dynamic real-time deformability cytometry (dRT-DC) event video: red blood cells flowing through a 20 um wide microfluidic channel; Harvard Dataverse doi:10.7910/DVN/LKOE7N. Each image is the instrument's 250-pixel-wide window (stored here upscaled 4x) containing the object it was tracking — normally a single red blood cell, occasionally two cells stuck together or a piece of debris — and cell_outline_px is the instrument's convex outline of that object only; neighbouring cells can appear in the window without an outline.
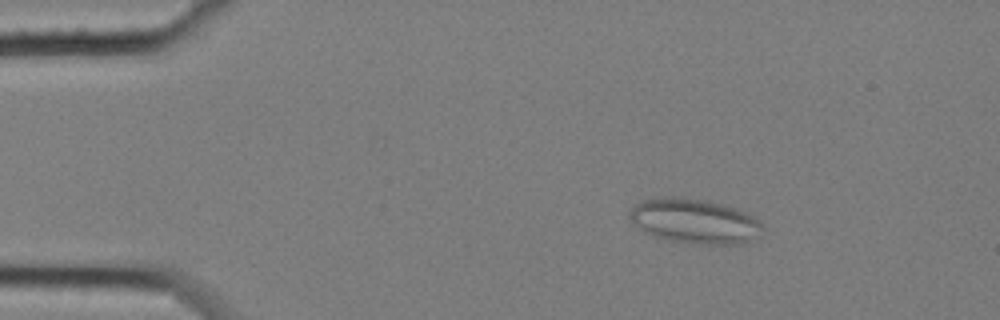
{"species": "common noctule bat (a hibernating species)", "species_latin": "Nyctalus noctula", "temperature_condition": "cold", "stored_images_in_passage": 4, "camera_frame_rate_fps": 3000, "um_per_image_px": 0.085, "animal": {"sex": "female", "body_mass_g": 25.1}, "frame": {"image": 1, "passage_image": 2, "time_ms": 0.333, "image_size_px": [1000, 320], "cell_outline_px": [[764, 228], [760, 236], [736, 244], [700, 244], [668, 240], [644, 232], [636, 228], [632, 224], [628, 216], [628, 212], [640, 200], [660, 196], [680, 196], [708, 200], [724, 204], [736, 208], [760, 220]], "centroid_in_image_um": [59.0, 18.77], "position_along_channel_um": 26.0, "area_um2": 35.2}}